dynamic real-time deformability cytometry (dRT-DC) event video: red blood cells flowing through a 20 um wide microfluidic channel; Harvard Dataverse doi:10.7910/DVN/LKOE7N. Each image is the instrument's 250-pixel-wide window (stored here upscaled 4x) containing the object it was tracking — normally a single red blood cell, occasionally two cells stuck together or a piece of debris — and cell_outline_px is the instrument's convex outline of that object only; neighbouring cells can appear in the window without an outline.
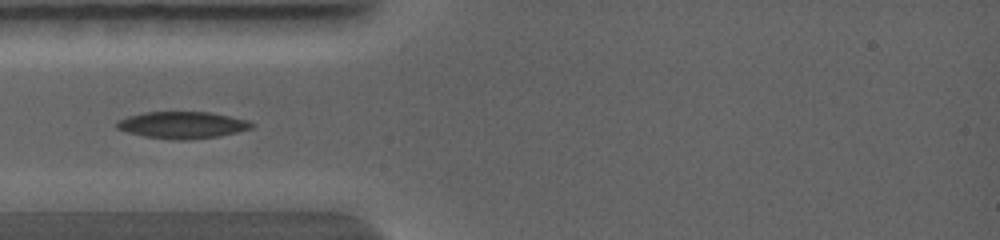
{"species": "common noctule bat (a hibernating species)", "species_latin": "Nyctalus noctula", "temperature_condition": "warm", "stored_images_in_passage": 2, "camera_frame_rate_fps": 5000, "um_per_image_px": 0.085, "animal": {"sex": "female", "body_mass_g": 19.0, "forearm_length_mm": 56.7}, "frame": {"image": 1, "passage_image": 1, "time_ms": 0.0, "image_size_px": [1000, 240], "cell_outline_px": [[252, 124], [248, 128], [216, 136], [148, 136], [132, 132], [120, 128], [116, 124], [120, 120], [144, 112], [208, 112], [244, 120]], "centroid_in_image_um": [15.47, 10.55], "position_along_channel_um": 69.5, "area_um2": 18.73}}